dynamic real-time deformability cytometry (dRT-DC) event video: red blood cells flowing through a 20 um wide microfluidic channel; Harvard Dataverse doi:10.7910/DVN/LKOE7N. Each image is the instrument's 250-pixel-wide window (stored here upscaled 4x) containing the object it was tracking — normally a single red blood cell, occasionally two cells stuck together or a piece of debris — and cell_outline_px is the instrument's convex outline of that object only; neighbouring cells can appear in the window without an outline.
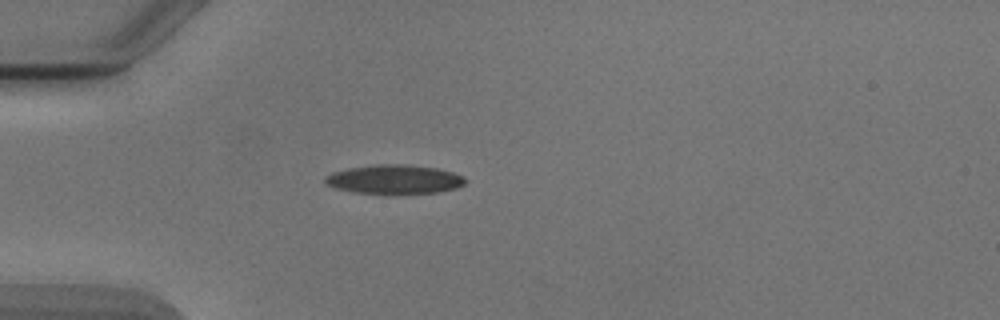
{"species": "Egyptian fruit bat (a non-hibernating species)", "species_latin": "Rousettus aegyptiacus", "temperature_condition": "cold", "stored_images_in_passage": 38, "camera_frame_rate_fps": 3000, "um_per_image_px": 0.085, "animal": {"sex": "male"}, "frame": {"image": 1, "passage_image": 1, "time_ms": 0.0, "image_size_px": [1000, 320], "cell_outline_px": [[468, 180], [464, 184], [456, 188], [436, 192], [356, 192], [336, 188], [328, 184], [324, 180], [324, 176], [332, 172], [348, 168], [376, 164], [404, 164], [436, 168], [452, 172], [464, 176]], "centroid_in_image_um": [33.53, 15.21], "position_along_channel_um": 51.5, "area_um2": 23.18}}
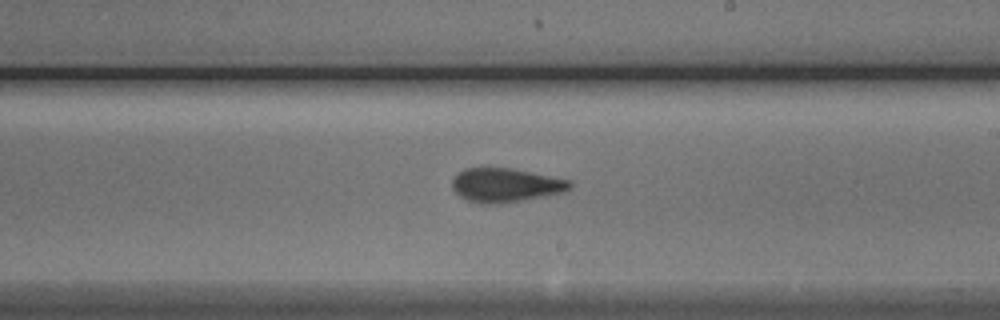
{"frame": {"image": 2, "passage_image": 17, "time_ms": 5.333, "image_size_px": [1000, 320], "cell_outline_px": [[572, 184], [564, 192], [520, 200], [496, 204], [480, 204], [468, 200], [460, 196], [452, 188], [452, 180], [464, 168], [508, 168], [572, 180]], "centroid_in_image_um": [42.95, 15.74], "position_along_channel_um": 246.0, "area_um2": 22.89}}
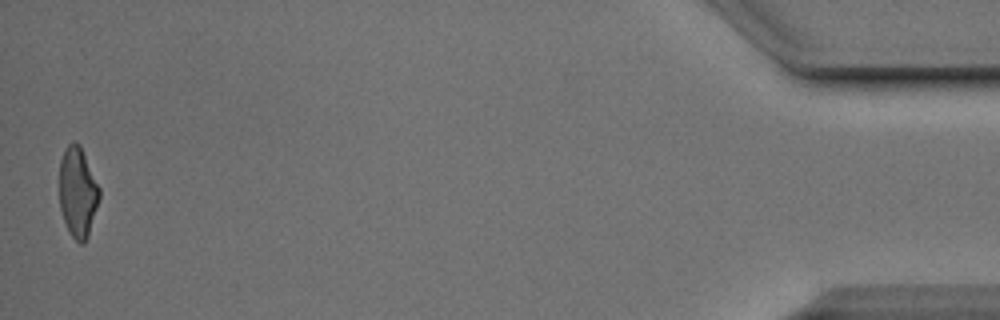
{"frame": {"image": 3, "passage_image": 38, "time_ms": 12.333, "image_size_px": [1000, 320], "cell_outline_px": [[100, 196], [88, 236], [84, 244], [80, 244], [68, 232], [60, 208], [60, 160], [64, 148], [68, 144], [80, 144], [100, 188]], "centroid_in_image_um": [6.61, 16.35], "position_along_channel_um": 428.6, "area_um2": 20.92}, "authors_computed_cell_mechanics": {"area_um2": 22.542, "velocity_mm_per_s": 3.8989, "shape_relaxation_time_tau1_ms": 4.5783, "shape_relaxation_time_tau2_ms": 1.7352, "deformation_change_tau1": 0.1716, "deformation_change_tau2": 0.0895}}